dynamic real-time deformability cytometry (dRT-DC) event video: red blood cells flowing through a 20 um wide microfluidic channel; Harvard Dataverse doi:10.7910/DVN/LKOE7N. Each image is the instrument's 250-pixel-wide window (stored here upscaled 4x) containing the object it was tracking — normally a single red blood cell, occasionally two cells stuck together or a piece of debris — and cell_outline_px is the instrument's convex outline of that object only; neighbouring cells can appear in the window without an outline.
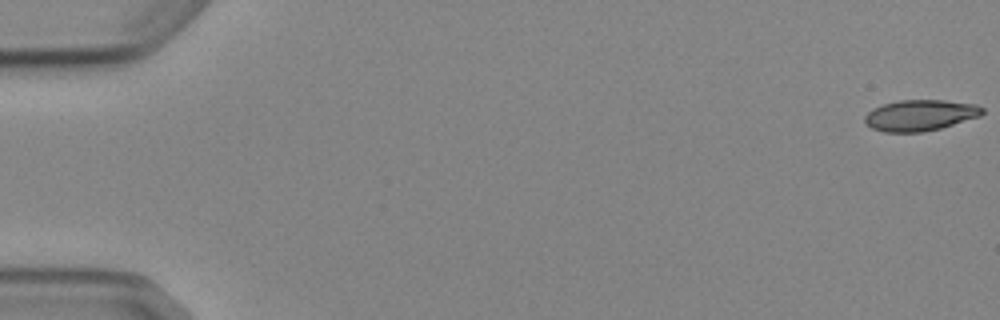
{"species": "Egyptian fruit bat (a non-hibernating species)", "species_latin": "Rousettus aegyptiacus", "temperature_condition": "cold", "stored_images_in_passage": 6, "camera_frame_rate_fps": 3000, "um_per_image_px": 0.085, "animal": {"sex": "female"}, "frame": {"image": 1, "passage_image": 1, "time_ms": 0.0, "image_size_px": [1000, 320], "cell_outline_px": [[984, 112], [980, 116], [940, 128], [920, 132], [884, 132], [872, 128], [864, 124], [864, 116], [872, 108], [884, 104], [900, 100], [944, 100], [976, 104], [984, 108]], "centroid_in_image_um": [78.19, 9.79], "position_along_channel_um": 6.8, "area_um2": 21.27}}